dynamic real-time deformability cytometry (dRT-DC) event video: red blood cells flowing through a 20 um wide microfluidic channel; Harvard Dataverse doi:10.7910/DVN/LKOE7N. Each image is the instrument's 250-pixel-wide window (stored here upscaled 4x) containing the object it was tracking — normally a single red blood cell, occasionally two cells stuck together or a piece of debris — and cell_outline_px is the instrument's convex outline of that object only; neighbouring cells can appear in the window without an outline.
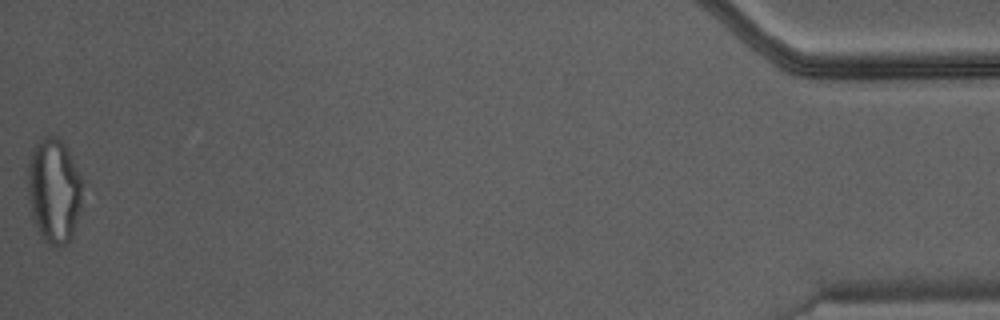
{"species": "Egyptian fruit bat (a non-hibernating species)", "species_latin": "Rousettus aegyptiacus", "temperature_condition": "warm", "stored_images_in_passage": 36, "camera_frame_rate_fps": 3000, "um_per_image_px": 0.085, "animal": {"sex": "male"}, "frame": {"image": 1, "passage_image": 36, "time_ms": 11.667, "image_size_px": [1000, 320], "cell_outline_px": [[80, 208], [72, 236], [68, 244], [56, 248], [52, 248], [40, 236], [32, 220], [28, 196], [28, 156], [32, 148], [40, 136], [56, 136], [68, 148], [80, 176]], "centroid_in_image_um": [4.54, 16.21], "position_along_channel_um": 430.7, "area_um2": 33.76}}